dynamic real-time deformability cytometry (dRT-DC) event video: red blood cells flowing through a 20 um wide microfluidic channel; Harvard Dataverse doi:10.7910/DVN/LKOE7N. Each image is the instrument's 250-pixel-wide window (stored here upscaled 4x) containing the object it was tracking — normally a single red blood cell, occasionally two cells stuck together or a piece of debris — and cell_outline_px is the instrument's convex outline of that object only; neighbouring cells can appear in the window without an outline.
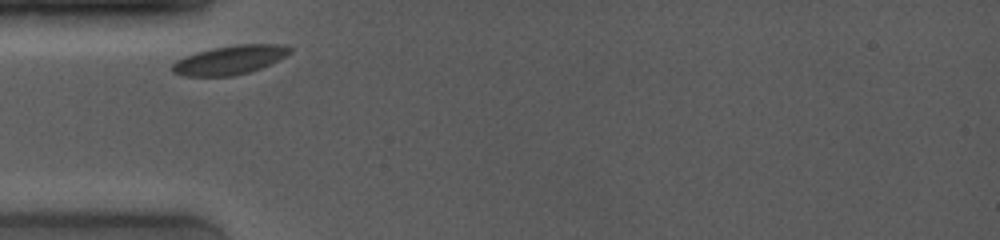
{"species": "common noctule bat (a hibernating species)", "species_latin": "Nyctalus noctula", "temperature_condition": "room temperature", "stored_images_in_passage": 3, "camera_frame_rate_fps": 4000, "um_per_image_px": 0.085, "animal": {"sex": "female", "body_mass_g": 19.0, "forearm_length_mm": 53.3}, "frame": {"image": 1, "passage_image": 1, "time_ms": 0.0, "image_size_px": [1000, 240], "cell_outline_px": [[292, 52], [260, 68], [248, 72], [232, 76], [184, 76], [172, 72], [172, 64], [176, 60], [184, 56], [196, 52], [212, 48], [236, 44], [280, 44], [292, 48]], "centroid_in_image_um": [19.49, 5.09], "position_along_channel_um": 65.5, "area_um2": 19.71}}
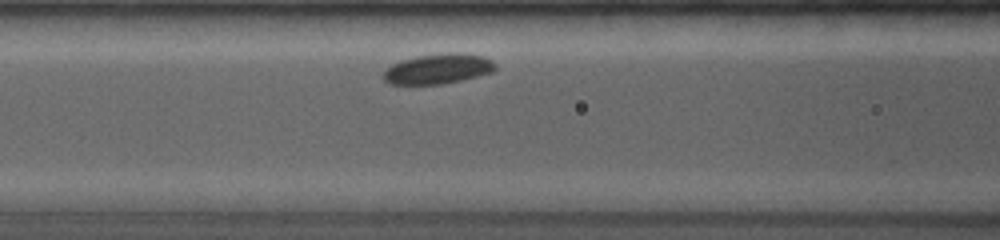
{"frame": {"image": 2, "passage_image": 3, "time_ms": 1.75, "image_size_px": [1000, 240], "cell_outline_px": [[496, 68], [492, 72], [444, 84], [388, 84], [384, 80], [384, 72], [392, 64], [416, 56], [452, 52], [460, 52], [484, 56], [492, 60], [496, 64]], "centroid_in_image_um": [37.26, 5.84], "position_along_channel_um": 129.3, "area_um2": 19.54}}